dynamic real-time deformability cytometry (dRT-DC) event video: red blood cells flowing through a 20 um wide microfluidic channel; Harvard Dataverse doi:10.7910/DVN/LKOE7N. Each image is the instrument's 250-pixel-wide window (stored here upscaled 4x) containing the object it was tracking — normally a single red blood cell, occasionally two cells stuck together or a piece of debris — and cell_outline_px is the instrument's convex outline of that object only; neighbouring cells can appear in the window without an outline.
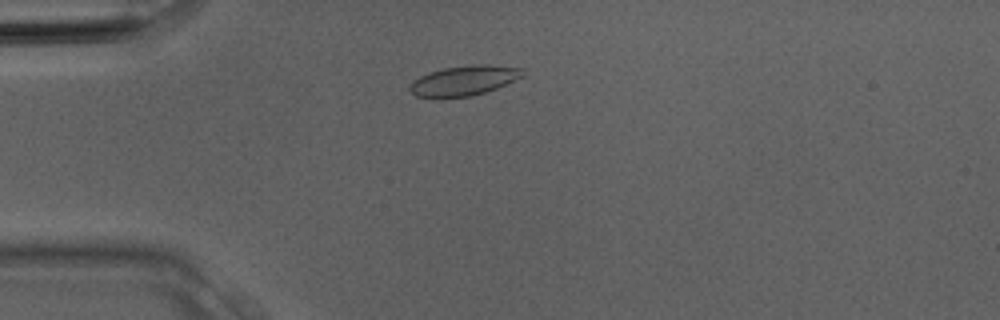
{"species": "Egyptian fruit bat (a non-hibernating species)", "species_latin": "Rousettus aegyptiacus", "temperature_condition": "room temperature", "stored_images_in_passage": 2, "camera_frame_rate_fps": 3000, "um_per_image_px": 0.085, "animal": {"sex": "male"}, "frame": {"image": 1, "passage_image": 2, "time_ms": 0.333, "image_size_px": [1000, 320], "cell_outline_px": [[524, 76], [496, 88], [484, 92], [468, 96], [440, 100], [432, 100], [416, 96], [408, 88], [408, 84], [420, 76], [444, 68], [476, 64], [484, 64], [524, 68]], "centroid_in_image_um": [39.38, 6.88], "position_along_channel_um": 45.6, "area_um2": 20.06}}